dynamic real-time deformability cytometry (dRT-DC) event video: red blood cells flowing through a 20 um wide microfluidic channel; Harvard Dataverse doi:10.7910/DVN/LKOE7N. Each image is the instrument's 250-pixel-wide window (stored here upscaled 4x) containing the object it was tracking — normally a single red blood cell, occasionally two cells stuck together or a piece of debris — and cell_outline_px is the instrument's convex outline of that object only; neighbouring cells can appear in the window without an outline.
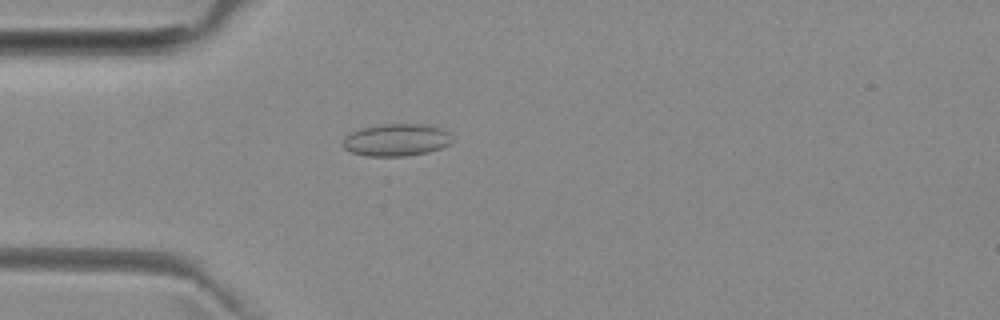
{"species": "common noctule bat (a hibernating species)", "species_latin": "Nyctalus noctula", "temperature_condition": "room temperature", "stored_images_in_passage": 2, "camera_frame_rate_fps": 3000, "um_per_image_px": 0.085, "animal": {"sex": "female", "body_mass_g": 29.2, "forearm_length_mm": 56.3}, "frame": {"image": 1, "passage_image": 2, "time_ms": 1.333, "image_size_px": [1000, 320], "cell_outline_px": [[452, 140], [448, 144], [440, 148], [428, 152], [404, 156], [368, 156], [352, 152], [344, 148], [344, 140], [352, 132], [360, 128], [380, 124], [428, 124], [440, 128], [448, 132]], "centroid_in_image_um": [33.71, 11.88], "position_along_channel_um": 51.3, "area_um2": 20.35}}